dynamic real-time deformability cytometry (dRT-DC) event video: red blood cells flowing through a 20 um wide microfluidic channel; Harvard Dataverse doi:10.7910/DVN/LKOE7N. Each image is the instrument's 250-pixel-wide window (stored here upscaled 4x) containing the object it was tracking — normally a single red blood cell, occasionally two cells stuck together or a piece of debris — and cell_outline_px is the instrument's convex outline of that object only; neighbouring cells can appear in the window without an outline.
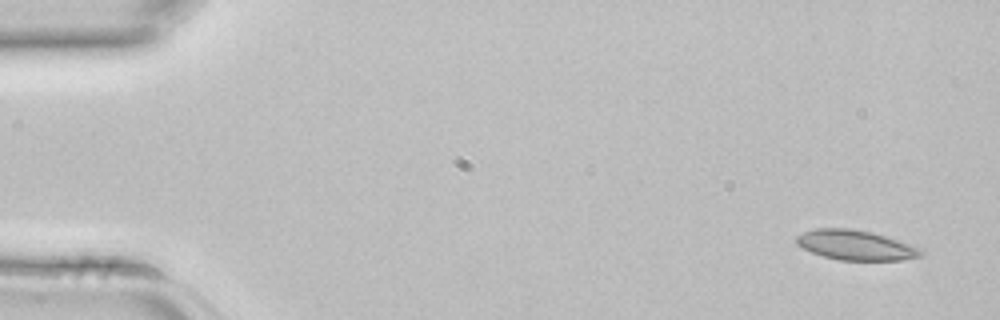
{"species": "common noctule bat (a hibernating species)", "species_latin": "Nyctalus noctula", "temperature_condition": "room temperature", "stored_images_in_passage": 4, "camera_frame_rate_fps": 3000, "um_per_image_px": 0.085, "animal": {"sex": "female", "body_mass_g": 22.7, "forearm_length_mm": 54.2}, "frame": {"image": 1, "passage_image": 1, "time_ms": 0.0, "image_size_px": [1000, 320], "cell_outline_px": [[924, 256], [900, 260], [840, 260], [824, 256], [812, 252], [796, 244], [796, 236], [804, 232], [816, 228], [848, 228], [872, 232], [920, 248], [924, 252]], "centroid_in_image_um": [72.73, 20.84], "position_along_channel_um": 12.3, "area_um2": 21.44}}
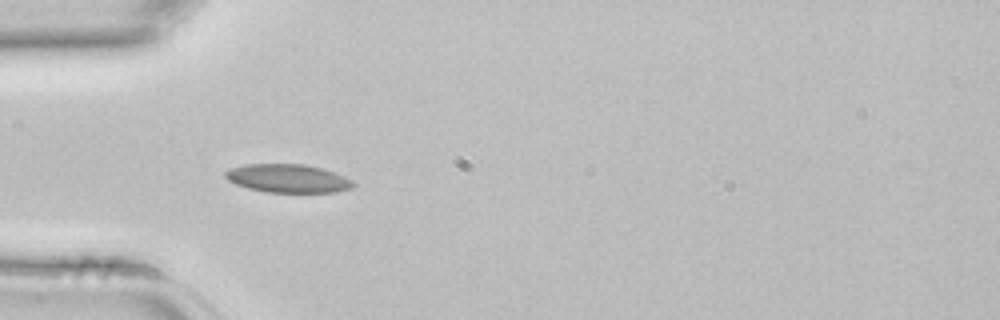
{"frame": {"image": 2, "passage_image": 3, "time_ms": 0.667, "image_size_px": [1000, 320], "cell_outline_px": [[356, 184], [352, 188], [336, 192], [264, 192], [248, 188], [236, 184], [228, 180], [224, 176], [224, 172], [232, 168], [244, 164], [304, 164], [320, 168], [344, 176], [352, 180]], "centroid_in_image_um": [24.46, 15.17], "position_along_channel_um": 60.5, "area_um2": 21.1}}